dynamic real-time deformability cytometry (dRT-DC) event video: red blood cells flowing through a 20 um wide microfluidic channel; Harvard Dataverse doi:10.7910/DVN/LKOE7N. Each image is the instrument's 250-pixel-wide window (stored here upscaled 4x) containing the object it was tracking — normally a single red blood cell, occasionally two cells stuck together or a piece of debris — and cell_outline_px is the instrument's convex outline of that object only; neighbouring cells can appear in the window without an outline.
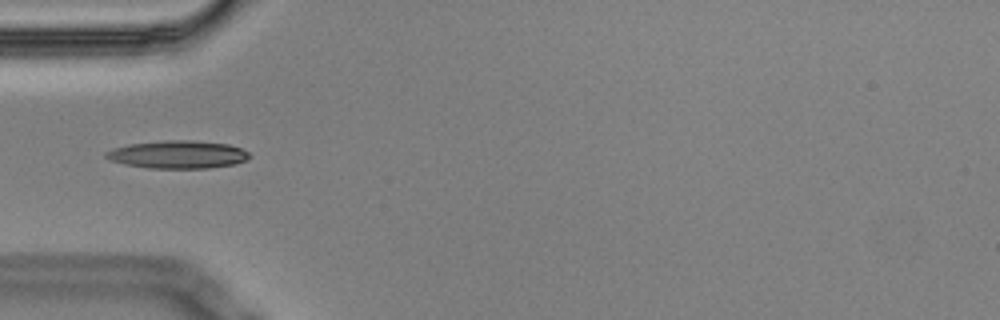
{"species": "Egyptian fruit bat (a non-hibernating species)", "species_latin": "Rousettus aegyptiacus", "temperature_condition": "cold", "stored_images_in_passage": 4, "camera_frame_rate_fps": 3000, "um_per_image_px": 0.085, "animal": {"sex": "male"}, "frame": {"image": 1, "passage_image": 2, "time_ms": 0.333, "image_size_px": [1000, 320], "cell_outline_px": [[248, 160], [236, 164], [208, 168], [148, 168], [124, 164], [112, 160], [104, 156], [104, 152], [112, 148], [128, 144], [168, 140], [192, 140], [228, 144], [240, 148], [248, 152]], "centroid_in_image_um": [15.1, 13.13], "position_along_channel_um": 69.9, "area_um2": 23.29}}